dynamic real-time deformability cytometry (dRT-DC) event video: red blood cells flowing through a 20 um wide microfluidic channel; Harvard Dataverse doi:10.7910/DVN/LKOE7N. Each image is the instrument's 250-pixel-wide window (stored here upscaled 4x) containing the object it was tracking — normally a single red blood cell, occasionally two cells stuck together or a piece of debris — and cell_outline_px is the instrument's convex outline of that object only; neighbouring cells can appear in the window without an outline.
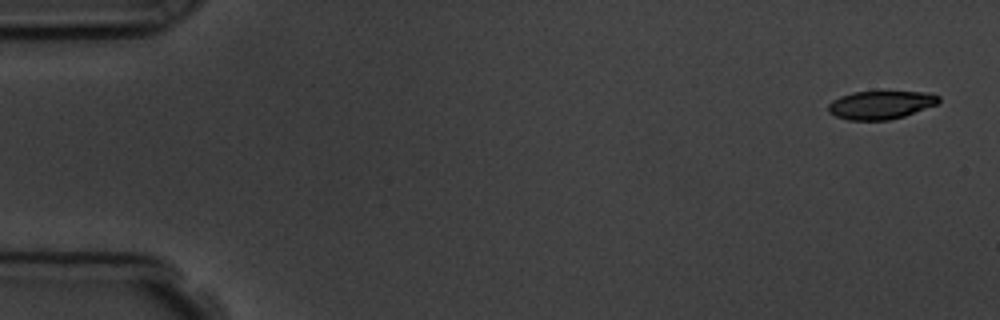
{"species": "common noctule bat (a hibernating species)", "species_latin": "Nyctalus noctula", "temperature_condition": "room temperature", "stored_images_in_passage": 4, "camera_frame_rate_fps": 3000, "um_per_image_px": 0.085, "animal": {"sex": "male", "body_mass_g": 19.5, "forearm_length_mm": 54.6}, "frame": {"image": 1, "passage_image": 1, "time_ms": 0.0, "image_size_px": [1000, 320], "cell_outline_px": [[940, 100], [936, 104], [904, 116], [888, 120], [848, 120], [836, 116], [828, 112], [828, 104], [832, 100], [840, 96], [852, 92], [924, 92], [940, 96]], "centroid_in_image_um": [74.82, 8.92], "position_along_channel_um": 10.2, "area_um2": 18.03}}